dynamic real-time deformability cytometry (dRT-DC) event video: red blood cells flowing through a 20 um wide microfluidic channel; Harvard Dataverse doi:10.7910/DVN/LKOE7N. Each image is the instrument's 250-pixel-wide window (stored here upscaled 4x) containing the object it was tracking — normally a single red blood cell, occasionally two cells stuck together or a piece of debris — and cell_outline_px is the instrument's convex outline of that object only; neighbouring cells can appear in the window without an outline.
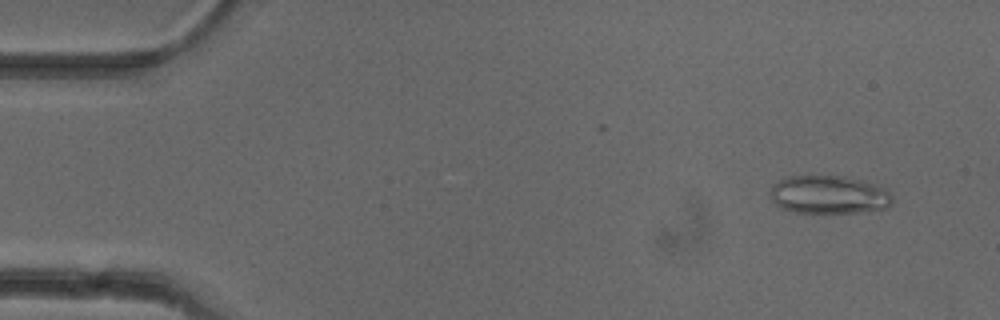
{"species": "common noctule bat (a hibernating species)", "species_latin": "Nyctalus noctula", "temperature_condition": "cold", "stored_images_in_passage": 50, "camera_frame_rate_fps": 3000, "um_per_image_px": 0.085, "animal": {"sex": "female"}, "frame": {"image": 1, "passage_image": 3, "time_ms": 0.667, "image_size_px": [1000, 320], "cell_outline_px": [[892, 204], [888, 208], [860, 212], [792, 212], [780, 208], [772, 200], [768, 192], [772, 184], [788, 176], [844, 176], [860, 180], [884, 188], [892, 196]], "centroid_in_image_um": [70.41, 16.55], "position_along_channel_um": 14.6, "area_um2": 27.22}}
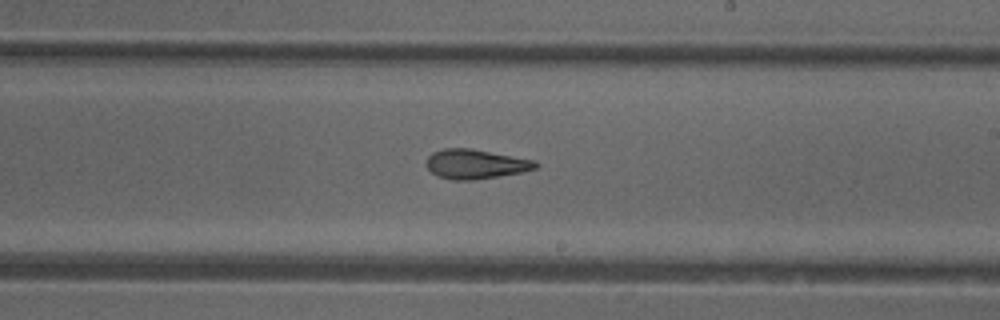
{"frame": {"image": 2, "passage_image": 29, "time_ms": 9.333, "image_size_px": [1000, 320], "cell_outline_px": [[540, 164], [536, 168], [524, 172], [472, 180], [452, 180], [436, 176], [428, 168], [428, 156], [432, 152], [444, 148], [472, 148], [536, 160]], "centroid_in_image_um": [40.46, 13.94], "position_along_channel_um": 248.5, "area_um2": 18.9}}
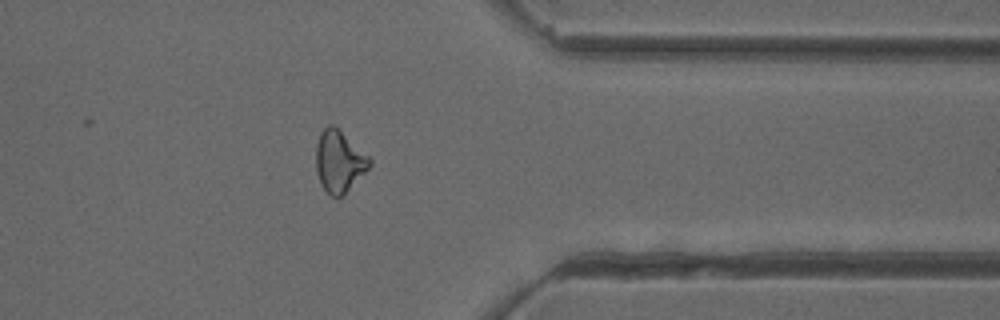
{"frame": {"image": 3, "passage_image": 40, "time_ms": 13.0, "image_size_px": [1000, 320], "cell_outline_px": [[372, 164], [344, 196], [332, 196], [320, 184], [316, 172], [316, 144], [320, 132], [328, 124], [332, 124], [368, 156], [372, 160]], "centroid_in_image_um": [28.81, 13.74], "position_along_channel_um": 382.6, "area_um2": 19.07}, "authors_computed_cell_mechanics": {"area_um2": 19.4208, "velocity_mm_per_s": 3.9722, "shape_relaxation_time_tau1_ms": null, "shape_relaxation_time_tau2_ms": 2.4674, "deformation_change_tau1": null, "deformation_change_tau2": 0.1131}}